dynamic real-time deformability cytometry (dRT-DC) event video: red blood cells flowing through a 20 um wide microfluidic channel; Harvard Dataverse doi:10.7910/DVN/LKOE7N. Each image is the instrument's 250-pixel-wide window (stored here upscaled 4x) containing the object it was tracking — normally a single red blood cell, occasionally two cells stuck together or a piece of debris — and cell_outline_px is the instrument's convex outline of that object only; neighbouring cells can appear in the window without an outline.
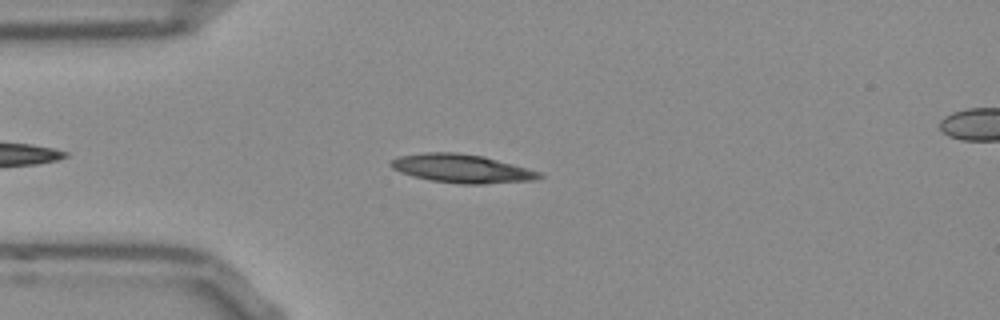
{"species": "Egyptian fruit bat (a non-hibernating species)", "species_latin": "Rousettus aegyptiacus", "temperature_condition": "room temperature", "stored_images_in_passage": 39, "camera_frame_rate_fps": 3000, "um_per_image_px": 0.085, "frame": {"image": 1, "passage_image": 7, "time_ms": 2.0, "image_size_px": [1000, 320], "cell_outline_px": [[544, 176], [532, 180], [484, 184], [460, 184], [432, 180], [412, 176], [400, 172], [392, 168], [388, 164], [392, 160], [400, 156], [424, 152], [456, 152], [484, 156], [528, 168], [540, 172]], "centroid_in_image_um": [39.24, 14.32], "position_along_channel_um": 45.8, "area_um2": 24.62}}
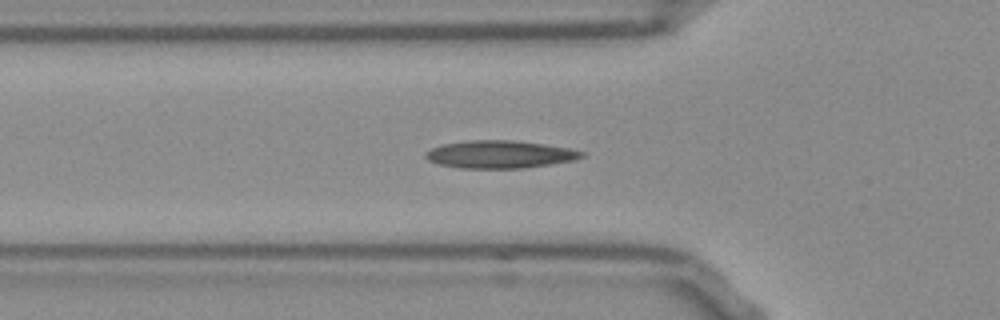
{"frame": {"image": 2, "passage_image": 11, "time_ms": 3.333, "image_size_px": [1000, 320], "cell_outline_px": [[584, 156], [572, 160], [524, 168], [460, 168], [440, 164], [428, 160], [424, 156], [432, 148], [440, 144], [468, 140], [512, 140], [544, 144], [568, 148], [584, 152]], "centroid_in_image_um": [42.45, 13.11], "position_along_channel_um": 83.4, "area_um2": 24.91}}
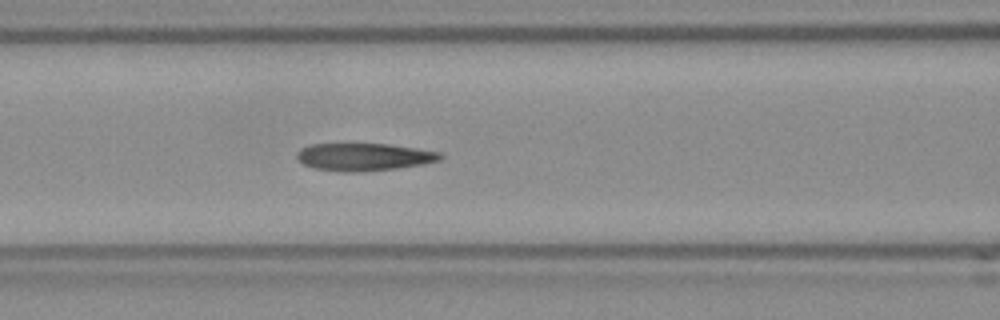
{"frame": {"image": 3, "passage_image": 15, "time_ms": 4.667, "image_size_px": [1000, 320], "cell_outline_px": [[444, 156], [440, 160], [424, 164], [396, 168], [356, 172], [340, 172], [312, 168], [304, 164], [296, 156], [296, 152], [300, 148], [312, 144], [344, 140], [348, 140], [388, 144], [416, 148], [440, 152]], "centroid_in_image_um": [30.86, 13.28], "position_along_channel_um": 135.7, "area_um2": 24.22}, "authors_computed_cell_mechanics": {"area_um2": 23.2356, "velocity_mm_per_s": 3.8543, "shape_relaxation_time_tau1_ms": null, "shape_relaxation_time_tau2_ms": 2.8466, "deformation_change_tau1": null, "deformation_change_tau2": 0.1231}}